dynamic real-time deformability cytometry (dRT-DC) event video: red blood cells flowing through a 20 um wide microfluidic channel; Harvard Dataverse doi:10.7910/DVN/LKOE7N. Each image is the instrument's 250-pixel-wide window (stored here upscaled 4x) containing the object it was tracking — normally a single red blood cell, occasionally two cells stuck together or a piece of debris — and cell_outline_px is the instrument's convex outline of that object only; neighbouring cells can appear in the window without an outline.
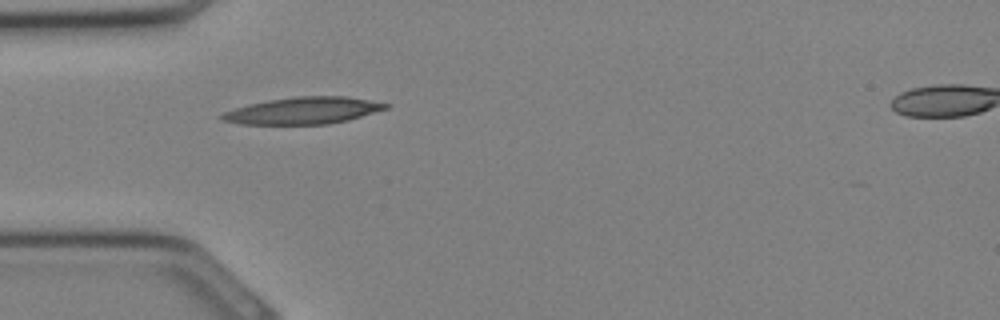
{"species": "Egyptian fruit bat (a non-hibernating species)", "species_latin": "Rousettus aegyptiacus", "temperature_condition": "cold", "stored_images_in_passage": 11, "camera_frame_rate_fps": 3000, "um_per_image_px": 0.085, "animal": {"sex": "female"}, "frame": {"image": 1, "passage_image": 1, "time_ms": 0.0, "image_size_px": [1000, 320], "cell_outline_px": [[392, 104], [388, 108], [348, 120], [328, 124], [240, 124], [220, 120], [220, 116], [224, 112], [248, 104], [268, 100], [296, 96], [348, 96]], "centroid_in_image_um": [25.79, 9.39], "position_along_channel_um": 59.2, "area_um2": 25.66}}
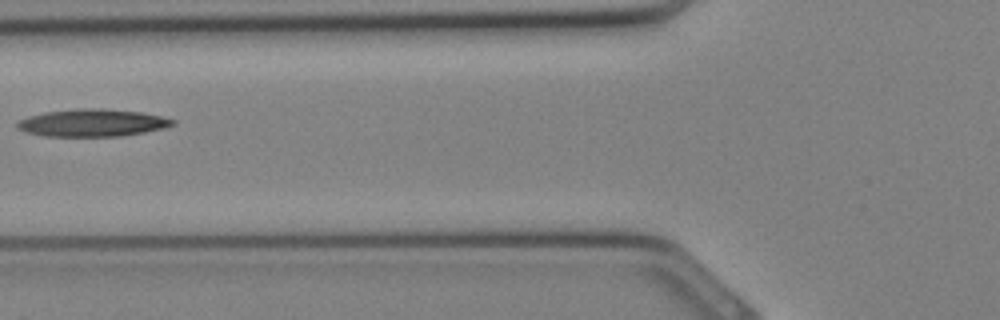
{"frame": {"image": 2, "passage_image": 4, "time_ms": 1.0, "image_size_px": [1000, 320], "cell_outline_px": [[176, 124], [164, 128], [144, 132], [120, 136], [44, 136], [28, 132], [20, 128], [16, 124], [20, 120], [44, 112], [76, 108], [100, 108], [140, 112], [160, 116], [176, 120]], "centroid_in_image_um": [7.9, 10.43], "position_along_channel_um": 117.9, "area_um2": 24.57}}
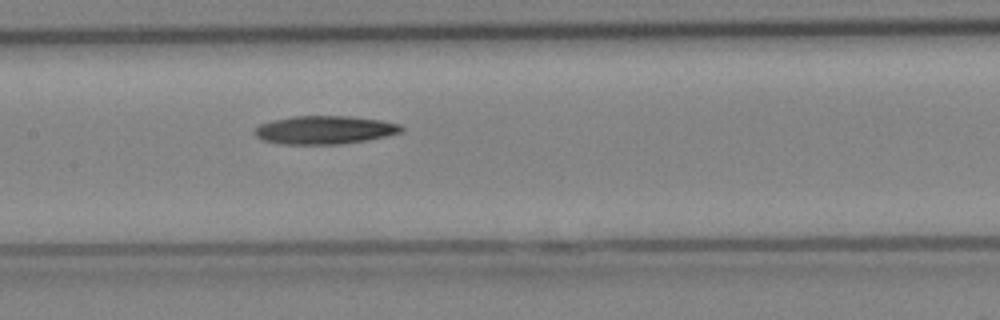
{"frame": {"image": 3, "passage_image": 7, "time_ms": 2.0, "image_size_px": [1000, 320], "cell_outline_px": [[404, 132], [368, 140], [340, 144], [280, 144], [264, 140], [256, 136], [252, 132], [260, 124], [272, 120], [292, 116], [348, 116], [380, 120], [400, 124], [404, 128]], "centroid_in_image_um": [27.6, 11.04], "position_along_channel_um": 179.8, "area_um2": 24.28}}